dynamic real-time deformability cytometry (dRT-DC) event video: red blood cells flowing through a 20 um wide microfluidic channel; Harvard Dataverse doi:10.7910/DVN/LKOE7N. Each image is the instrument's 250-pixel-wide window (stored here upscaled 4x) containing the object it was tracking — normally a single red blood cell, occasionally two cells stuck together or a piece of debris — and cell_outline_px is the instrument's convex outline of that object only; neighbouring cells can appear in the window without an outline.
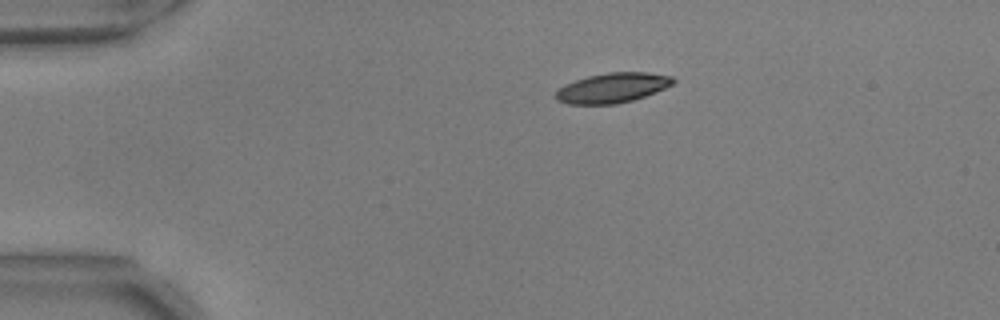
{"species": "common noctule bat (a hibernating species)", "species_latin": "Nyctalus noctula", "temperature_condition": "warm", "stored_images_in_passage": 45, "camera_frame_rate_fps": 3000, "um_per_image_px": 0.085, "animal": {"sex": "male", "body_mass_g": 17.9, "forearm_length_mm": 54.2}, "frame": {"image": 1, "passage_image": 1, "time_ms": 0.0, "image_size_px": [1000, 320], "cell_outline_px": [[676, 80], [672, 84], [664, 88], [644, 96], [632, 100], [616, 104], [568, 104], [556, 100], [556, 92], [564, 84], [588, 76], [608, 72], [648, 72], [672, 76]], "centroid_in_image_um": [52.05, 7.46], "position_along_channel_um": 32.9, "area_um2": 20.29}}
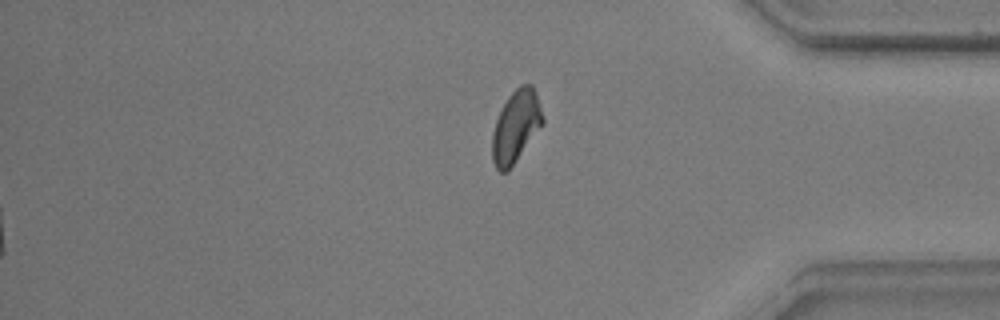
{"frame": {"image": 2, "passage_image": 36, "time_ms": 11.667, "image_size_px": [1000, 320], "cell_outline_px": [[544, 124], [508, 172], [500, 172], [496, 168], [492, 160], [492, 132], [496, 120], [508, 96], [520, 84], [532, 84], [536, 92], [544, 120]], "centroid_in_image_um": [43.86, 10.77], "position_along_channel_um": 391.3, "area_um2": 21.33}}
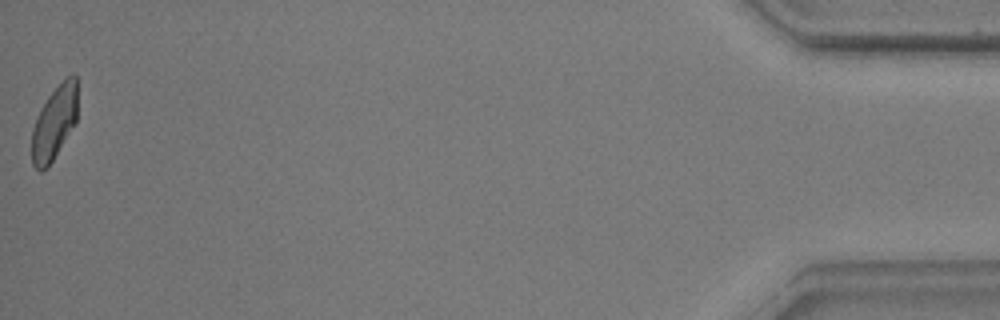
{"frame": {"image": 3, "passage_image": 45, "time_ms": 14.667, "image_size_px": [1000, 320], "cell_outline_px": [[76, 120], [48, 168], [40, 172], [32, 164], [32, 128], [36, 116], [40, 108], [48, 96], [68, 76], [76, 76]], "centroid_in_image_um": [4.57, 10.48], "position_along_channel_um": 430.6, "area_um2": 19.19}, "authors_computed_cell_mechanics": {"area_um2": 20.808, "velocity_mm_per_s": 3.6769, "shape_relaxation_time_tau1_ms": 4.1666, "shape_relaxation_time_tau2_ms": 2.6636, "deformation_change_tau1": 0.1404, "deformation_change_tau2": 0.089}}